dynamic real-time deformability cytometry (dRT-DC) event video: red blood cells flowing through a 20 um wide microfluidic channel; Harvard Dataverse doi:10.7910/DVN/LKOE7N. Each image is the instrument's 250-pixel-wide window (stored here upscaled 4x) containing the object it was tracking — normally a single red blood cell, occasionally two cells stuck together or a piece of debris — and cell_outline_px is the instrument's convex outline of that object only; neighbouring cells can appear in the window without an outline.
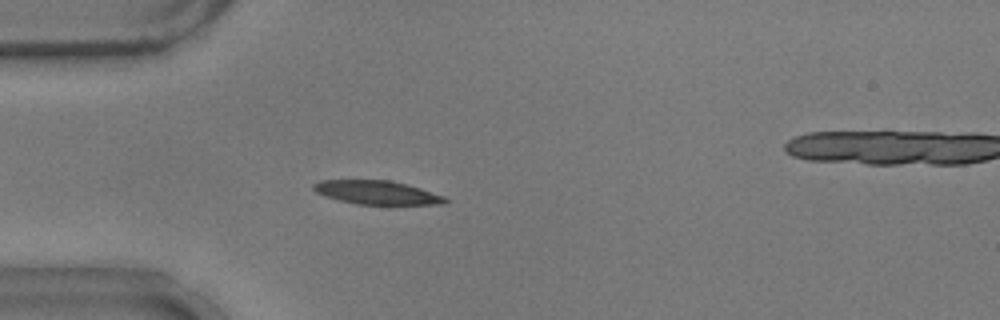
{"species": "common noctule bat (a hibernating species)", "species_latin": "Nyctalus noctula", "temperature_condition": "warm", "stored_images_in_passage": 55, "camera_frame_rate_fps": 3000, "um_per_image_px": 0.085, "animal": {"sex": "male", "body_mass_g": 17.9}, "frame": {"image": 1, "passage_image": 15, "time_ms": 4.667, "image_size_px": [1000, 320], "cell_outline_px": [[448, 200], [444, 204], [356, 204], [324, 196], [316, 192], [312, 188], [312, 184], [320, 180], [388, 180], [404, 184], [444, 196]], "centroid_in_image_um": [31.97, 16.36], "position_along_channel_um": 53.0, "area_um2": 17.86}}
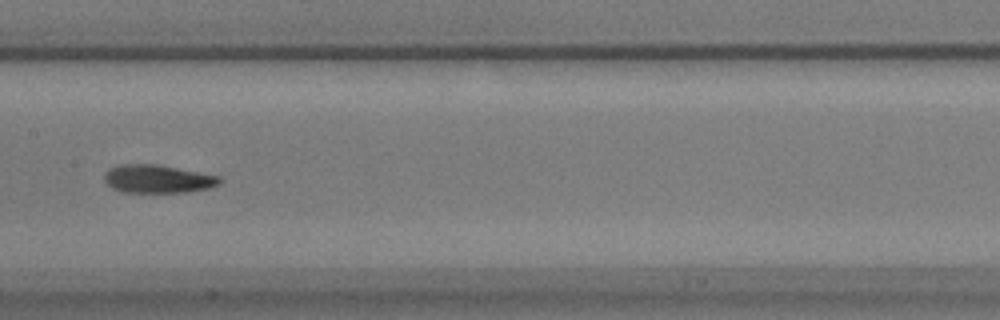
{"frame": {"image": 2, "passage_image": 27, "time_ms": 8.667, "image_size_px": [1000, 320], "cell_outline_px": [[224, 180], [220, 184], [208, 188], [188, 192], [120, 192], [112, 188], [104, 180], [104, 172], [108, 168], [120, 164], [156, 164], [220, 176]], "centroid_in_image_um": [13.39, 15.2], "position_along_channel_um": 194.0, "area_um2": 19.07}}
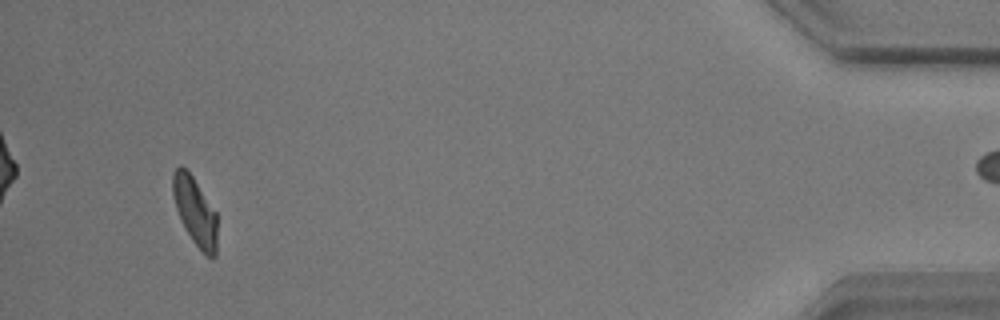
{"frame": {"image": 3, "passage_image": 51, "time_ms": 16.667, "image_size_px": [1000, 320], "cell_outline_px": [[216, 256], [212, 260], [192, 240], [184, 228], [180, 220], [176, 208], [172, 192], [172, 172], [180, 164], [192, 176], [216, 212]], "centroid_in_image_um": [16.56, 17.95], "position_along_channel_um": 418.6, "area_um2": 17.46}, "authors_computed_cell_mechanics": {"area_um2": 18.4382, "velocity_mm_per_s": 3.7114, "shape_relaxation_time_tau1_ms": 3.076, "shape_relaxation_time_tau2_ms": 2.9689, "deformation_change_tau1": 0.1497, "deformation_change_tau2": 0.0928}}